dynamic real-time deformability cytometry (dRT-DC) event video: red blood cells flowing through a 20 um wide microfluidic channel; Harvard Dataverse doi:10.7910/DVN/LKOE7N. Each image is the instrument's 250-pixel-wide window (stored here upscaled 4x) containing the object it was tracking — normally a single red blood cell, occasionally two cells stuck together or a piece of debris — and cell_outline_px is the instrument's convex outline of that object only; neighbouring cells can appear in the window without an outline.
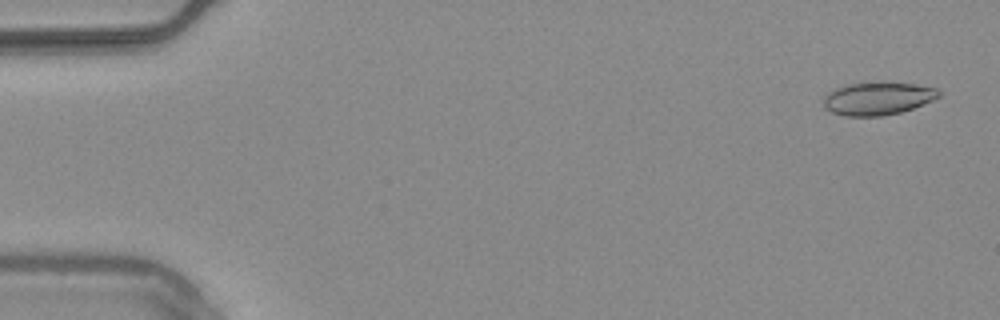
{"species": "common noctule bat (a hibernating species)", "species_latin": "Nyctalus noctula", "temperature_condition": "warm", "stored_images_in_passage": 54, "camera_frame_rate_fps": 3000, "um_per_image_px": 0.085, "animal": {"sex": "male", "body_mass_g": 20.4}, "frame": {"image": 1, "passage_image": 2, "time_ms": 0.333, "image_size_px": [1000, 320], "cell_outline_px": [[940, 96], [932, 100], [912, 108], [900, 112], [884, 116], [844, 116], [832, 112], [824, 108], [824, 96], [828, 92], [836, 88], [860, 80], [880, 80], [916, 84], [936, 88], [940, 92]], "centroid_in_image_um": [74.58, 8.32], "position_along_channel_um": 10.4, "area_um2": 22.77}}
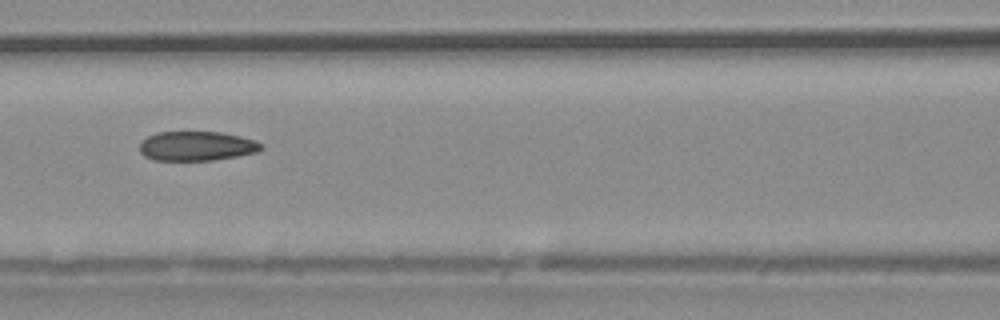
{"frame": {"image": 2, "passage_image": 24, "time_ms": 7.667, "image_size_px": [1000, 320], "cell_outline_px": [[264, 148], [256, 152], [236, 156], [212, 160], [152, 160], [144, 156], [140, 152], [140, 144], [148, 136], [156, 132], [220, 132], [240, 136], [256, 140], [264, 144]], "centroid_in_image_um": [16.73, 12.41], "position_along_channel_um": 149.9, "area_um2": 20.87}}
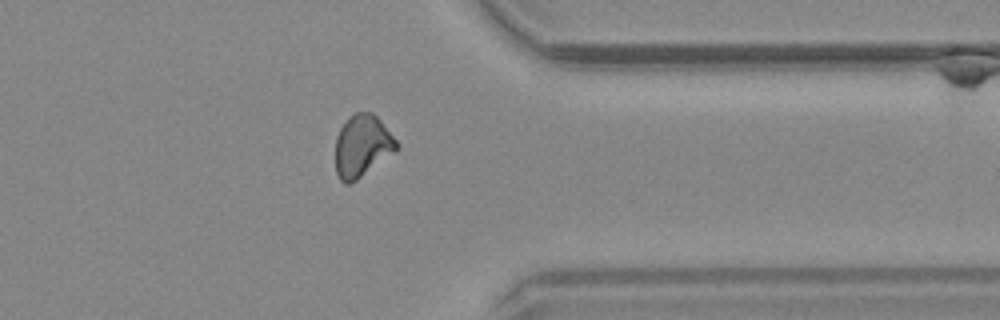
{"frame": {"image": 3, "passage_image": 43, "time_ms": 14.0, "image_size_px": [1000, 320], "cell_outline_px": [[400, 148], [396, 152], [352, 184], [344, 184], [340, 180], [336, 172], [336, 136], [340, 128], [348, 116], [356, 112], [372, 112], [380, 120], [400, 144]], "centroid_in_image_um": [30.8, 12.43], "position_along_channel_um": 380.6, "area_um2": 22.54}, "authors_computed_cell_mechanics": {"area_um2": 22.0507, "velocity_mm_per_s": 3.7598, "shape_relaxation_time_tau1_ms": null, "shape_relaxation_time_tau2_ms": 1.7977, "deformation_change_tau1": null, "deformation_change_tau2": 0.0793}}